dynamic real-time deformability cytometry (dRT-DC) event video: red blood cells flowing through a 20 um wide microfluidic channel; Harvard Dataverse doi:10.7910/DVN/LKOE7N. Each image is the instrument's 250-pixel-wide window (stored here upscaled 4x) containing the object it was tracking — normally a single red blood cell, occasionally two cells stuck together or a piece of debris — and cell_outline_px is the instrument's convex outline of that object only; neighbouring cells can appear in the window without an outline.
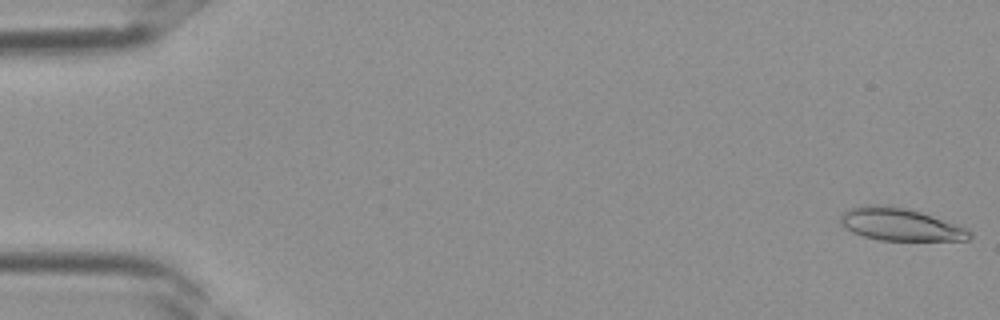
{"species": "Egyptian fruit bat (a non-hibernating species)", "species_latin": "Rousettus aegyptiacus", "temperature_condition": "room temperature", "stored_images_in_passage": 37, "camera_frame_rate_fps": 3000, "um_per_image_px": 0.085, "frame": {"image": 1, "passage_image": 1, "time_ms": 0.0, "image_size_px": [1000, 320], "cell_outline_px": [[972, 236], [968, 240], [880, 240], [864, 236], [852, 232], [844, 228], [840, 224], [840, 216], [848, 208], [868, 204], [880, 204], [908, 208], [968, 228], [972, 232]], "centroid_in_image_um": [76.49, 19.07], "position_along_channel_um": 8.5, "area_um2": 24.57}}
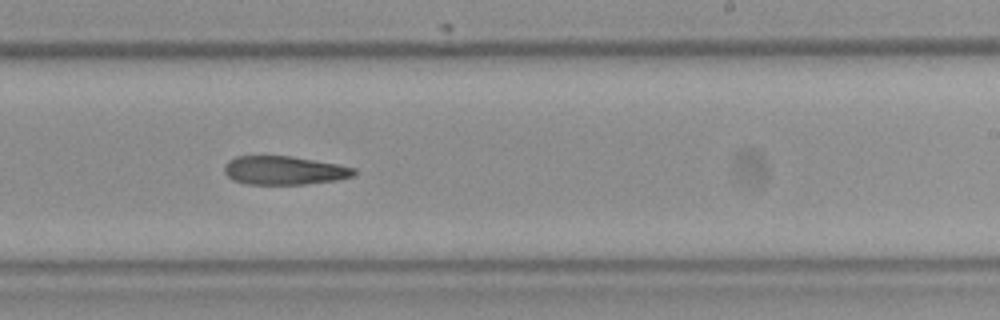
{"frame": {"image": 2, "passage_image": 23, "time_ms": 7.333, "image_size_px": [1000, 320], "cell_outline_px": [[356, 172], [352, 176], [340, 180], [304, 184], [248, 184], [232, 180], [224, 172], [224, 164], [228, 160], [236, 156], [292, 156], [336, 164], [356, 168]], "centroid_in_image_um": [24.14, 14.48], "position_along_channel_um": 264.9, "area_um2": 21.68}}
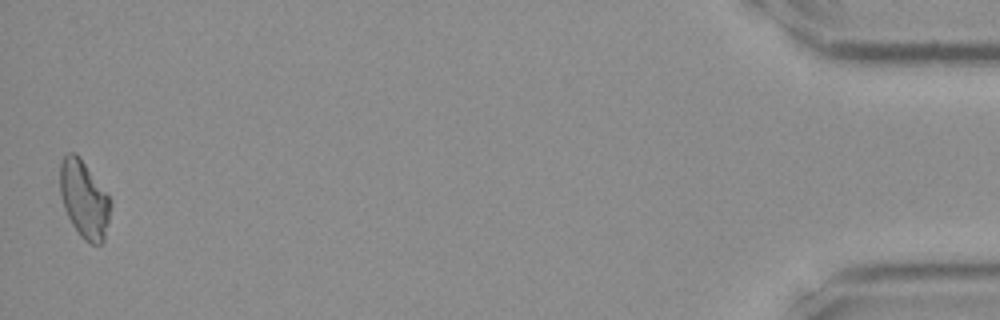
{"frame": {"image": 3, "passage_image": 37, "time_ms": 12.0, "image_size_px": [1000, 320], "cell_outline_px": [[112, 204], [104, 240], [100, 244], [92, 244], [84, 240], [80, 236], [72, 224], [64, 208], [60, 196], [60, 164], [64, 156], [68, 152], [76, 152], [80, 156], [112, 200]], "centroid_in_image_um": [7.15, 16.92], "position_along_channel_um": 428.0, "area_um2": 22.95}}